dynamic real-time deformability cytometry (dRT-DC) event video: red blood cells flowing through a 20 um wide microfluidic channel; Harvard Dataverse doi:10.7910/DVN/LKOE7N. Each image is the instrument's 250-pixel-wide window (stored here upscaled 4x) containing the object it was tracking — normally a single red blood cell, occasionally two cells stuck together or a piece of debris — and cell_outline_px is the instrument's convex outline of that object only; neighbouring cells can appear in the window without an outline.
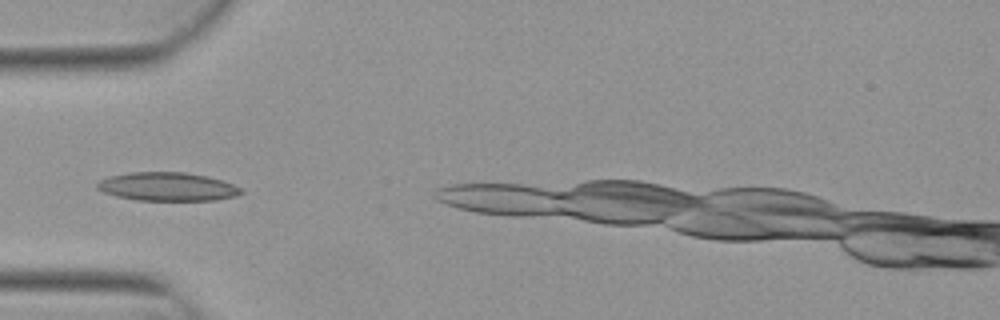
{"species": "Egyptian fruit bat (a non-hibernating species)", "species_latin": "Rousettus aegyptiacus", "temperature_condition": "warm", "stored_images_in_passage": 4, "camera_frame_rate_fps": 3000, "um_per_image_px": 0.085, "animal": {"sex": "female"}, "frame": {"image": 1, "passage_image": 3, "time_ms": 0.667, "image_size_px": [1000, 320], "cell_outline_px": [[244, 192], [236, 196], [216, 200], [136, 200], [116, 196], [104, 192], [96, 188], [96, 184], [100, 180], [108, 176], [132, 172], [184, 172], [208, 176], [232, 184], [240, 188]], "centroid_in_image_um": [14.21, 15.86], "position_along_channel_um": 70.8, "area_um2": 23.87}}